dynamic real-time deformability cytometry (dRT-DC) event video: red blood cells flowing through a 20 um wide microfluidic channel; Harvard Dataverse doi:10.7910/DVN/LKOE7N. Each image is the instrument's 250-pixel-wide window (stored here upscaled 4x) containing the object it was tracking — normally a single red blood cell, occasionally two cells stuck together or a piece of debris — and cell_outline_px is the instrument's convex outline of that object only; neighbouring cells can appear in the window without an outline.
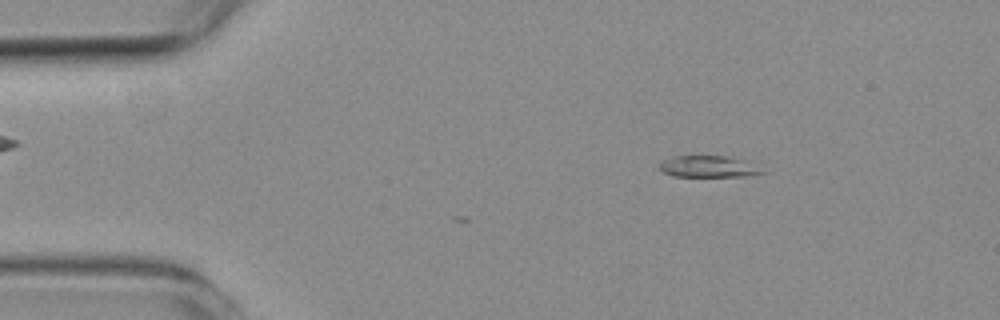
{"species": "common noctule bat (a hibernating species)", "species_latin": "Nyctalus noctula", "temperature_condition": "room temperature", "stored_images_in_passage": 2, "camera_frame_rate_fps": 3000, "um_per_image_px": 0.085, "animal": {"sex": "female", "body_mass_g": 19.3, "forearm_length_mm": 54.1}, "frame": {"image": 1, "passage_image": 1, "time_ms": 0.0, "image_size_px": [1000, 320], "cell_outline_px": [[768, 172], [744, 176], [676, 176], [664, 172], [660, 168], [660, 160], [676, 156], [724, 156], [740, 160]], "centroid_in_image_um": [60.15, 14.16], "position_along_channel_um": 24.9, "area_um2": 12.43}}